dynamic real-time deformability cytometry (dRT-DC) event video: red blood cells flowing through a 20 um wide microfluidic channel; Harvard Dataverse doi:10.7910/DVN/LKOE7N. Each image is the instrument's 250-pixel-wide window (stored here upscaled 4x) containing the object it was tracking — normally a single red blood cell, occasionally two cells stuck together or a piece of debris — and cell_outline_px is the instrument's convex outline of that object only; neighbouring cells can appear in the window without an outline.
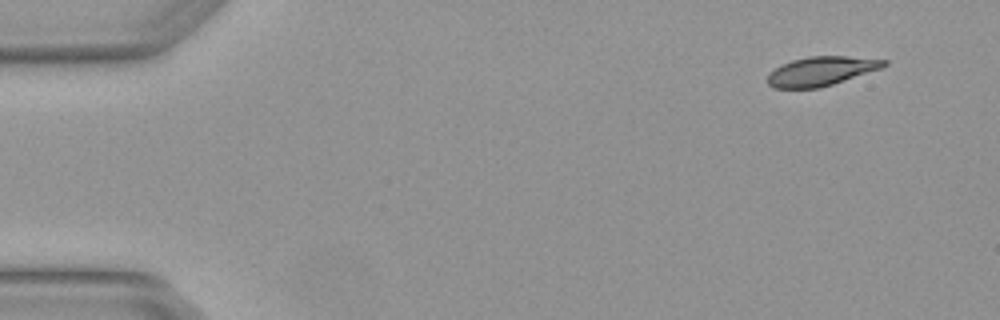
{"species": "Egyptian fruit bat (a non-hibernating species)", "species_latin": "Rousettus aegyptiacus", "temperature_condition": "warm", "stored_images_in_passage": 4, "camera_frame_rate_fps": 3000, "um_per_image_px": 0.085, "animal": {"sex": "female"}, "frame": {"image": 1, "passage_image": 1, "time_ms": 0.0, "image_size_px": [1000, 320], "cell_outline_px": [[888, 64], [880, 68], [820, 88], [772, 88], [768, 84], [768, 76], [780, 64], [792, 60], [808, 56], [848, 56], [888, 60]], "centroid_in_image_um": [69.78, 6.04], "position_along_channel_um": 15.2, "area_um2": 19.54}}
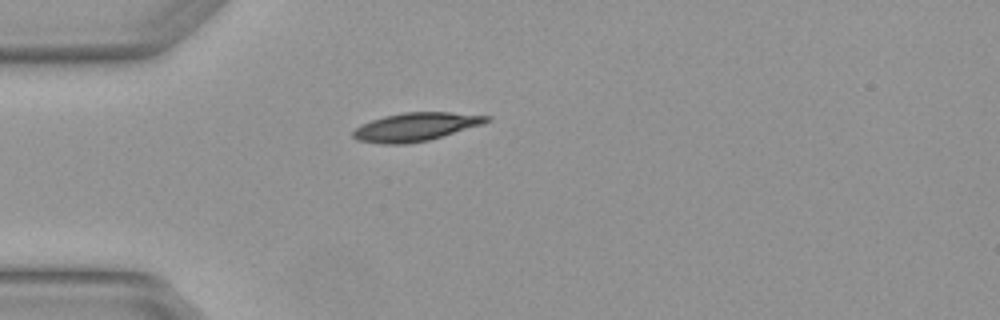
{"frame": {"image": 2, "passage_image": 3, "time_ms": 0.667, "image_size_px": [1000, 320], "cell_outline_px": [[492, 120], [484, 124], [428, 140], [404, 144], [384, 144], [356, 140], [352, 136], [352, 132], [360, 124], [384, 116], [404, 112], [452, 112], [492, 116]], "centroid_in_image_um": [35.35, 10.77], "position_along_channel_um": 49.6, "area_um2": 22.14}}